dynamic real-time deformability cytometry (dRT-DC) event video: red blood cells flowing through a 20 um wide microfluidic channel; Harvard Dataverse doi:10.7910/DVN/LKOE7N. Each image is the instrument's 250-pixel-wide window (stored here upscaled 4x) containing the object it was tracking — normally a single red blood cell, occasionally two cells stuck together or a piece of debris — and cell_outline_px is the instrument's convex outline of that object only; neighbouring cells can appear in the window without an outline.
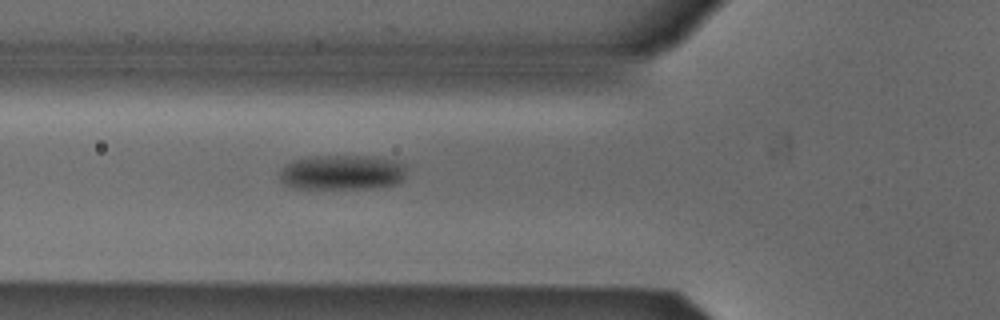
{"species": "Egyptian fruit bat (a non-hibernating species)", "species_latin": "Rousettus aegyptiacus", "temperature_condition": "cold", "stored_images_in_passage": 36, "camera_frame_rate_fps": 3000, "um_per_image_px": 0.085, "animal": {"sex": "male"}, "frame": {"image": 1, "passage_image": 7, "time_ms": 2.0, "image_size_px": [1000, 320], "cell_outline_px": [[404, 176], [400, 184], [372, 188], [296, 188], [284, 184], [280, 180], [280, 172], [292, 160], [316, 156], [368, 156], [392, 160], [404, 164]], "centroid_in_image_um": [29.09, 14.66], "position_along_channel_um": 96.7, "area_um2": 25.61}}
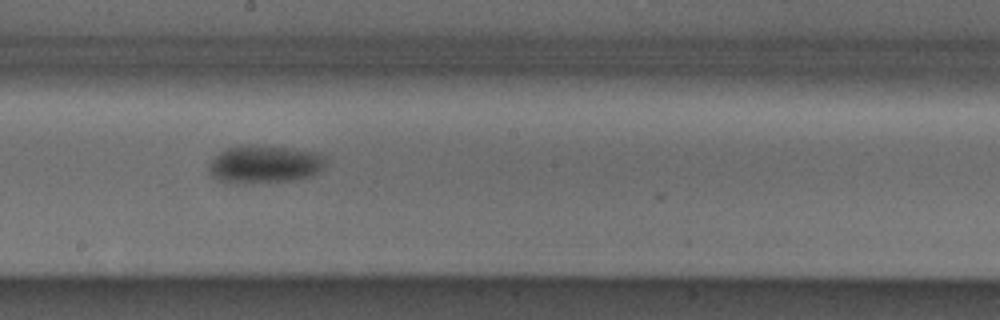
{"frame": {"image": 2, "passage_image": 17, "time_ms": 5.333, "image_size_px": [1000, 320], "cell_outline_px": [[324, 168], [320, 172], [312, 176], [292, 180], [244, 184], [232, 184], [216, 180], [208, 172], [208, 164], [220, 152], [228, 148], [240, 144], [288, 148], [312, 152], [324, 156]], "centroid_in_image_um": [22.42, 13.99], "position_along_channel_um": 225.8, "area_um2": 25.95}}
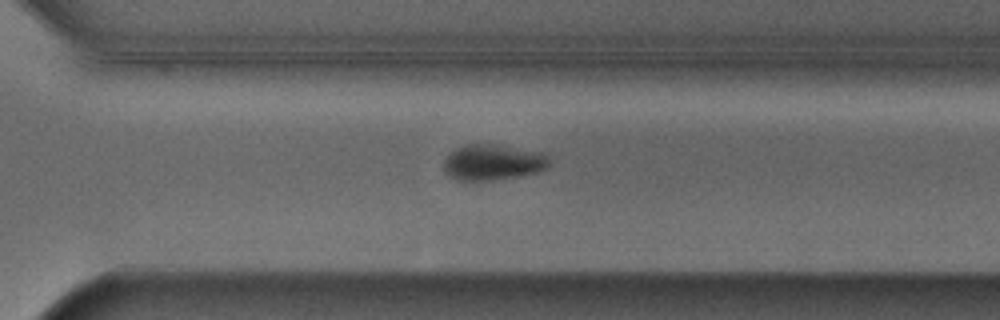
{"frame": {"image": 3, "passage_image": 25, "time_ms": 8.0, "image_size_px": [1000, 320], "cell_outline_px": [[548, 168], [540, 172], [492, 180], [456, 180], [448, 176], [444, 172], [444, 160], [456, 148], [464, 144], [492, 144], [548, 152]], "centroid_in_image_um": [41.92, 13.79], "position_along_channel_um": 328.7, "area_um2": 22.2}, "authors_computed_cell_mechanics": {"area_um2": 25.1719, "velocity_mm_per_s": 3.8656, "shape_relaxation_time_tau1_ms": 2.216, "shape_relaxation_time_tau2_ms": null, "deformation_change_tau1": 0.0914, "deformation_change_tau2": null}}